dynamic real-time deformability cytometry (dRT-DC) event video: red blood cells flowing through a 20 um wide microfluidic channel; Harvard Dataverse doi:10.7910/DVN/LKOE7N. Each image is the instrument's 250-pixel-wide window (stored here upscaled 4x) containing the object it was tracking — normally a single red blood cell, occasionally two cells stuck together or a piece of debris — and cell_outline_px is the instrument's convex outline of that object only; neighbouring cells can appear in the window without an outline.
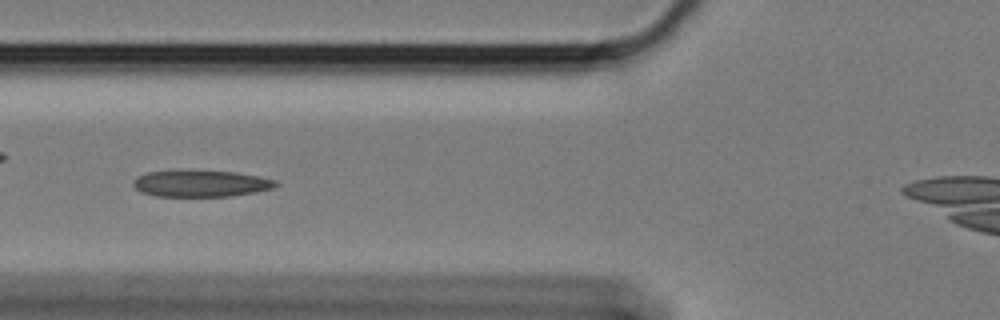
{"species": "Egyptian fruit bat (a non-hibernating species)", "species_latin": "Rousettus aegyptiacus", "temperature_condition": "cold", "stored_images_in_passage": 41, "camera_frame_rate_fps": 3000, "um_per_image_px": 0.085, "animal": {"sex": "female"}, "frame": {"image": 1, "passage_image": 16, "time_ms": 5.0, "image_size_px": [1000, 320], "cell_outline_px": [[280, 184], [272, 188], [256, 192], [228, 196], [156, 196], [140, 192], [132, 184], [132, 180], [136, 176], [148, 172], [172, 168], [180, 168], [236, 172], [276, 180]], "centroid_in_image_um": [16.99, 15.55], "position_along_channel_um": 108.8, "area_um2": 22.89}}
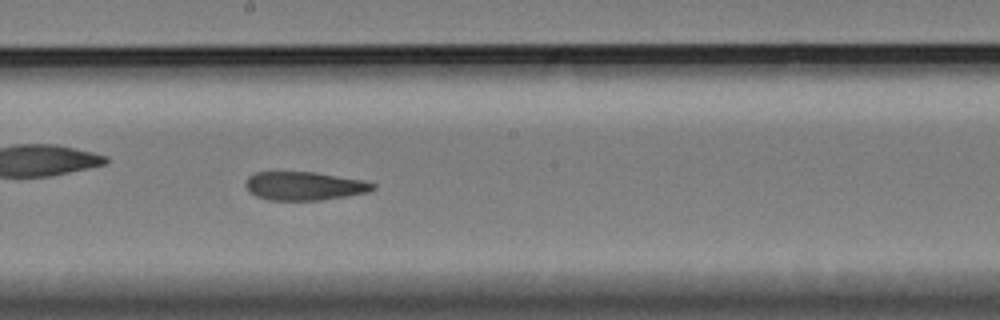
{"frame": {"image": 2, "passage_image": 26, "time_ms": 8.333, "image_size_px": [1000, 320], "cell_outline_px": [[376, 188], [368, 192], [348, 196], [324, 200], [268, 200], [256, 196], [248, 192], [244, 184], [248, 176], [256, 172], [316, 172], [360, 180], [376, 184]], "centroid_in_image_um": [25.84, 15.81], "position_along_channel_um": 222.4, "area_um2": 21.27}}
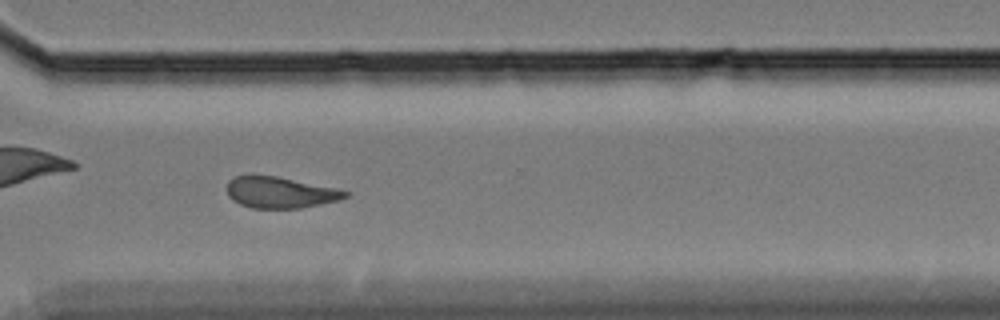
{"frame": {"image": 3, "passage_image": 37, "time_ms": 12.0, "image_size_px": [1000, 320], "cell_outline_px": [[348, 196], [340, 200], [300, 208], [252, 208], [240, 204], [232, 200], [228, 196], [228, 180], [236, 176], [252, 172], [276, 176], [336, 188], [348, 192]], "centroid_in_image_um": [23.76, 16.33], "position_along_channel_um": 346.8, "area_um2": 21.85}, "authors_computed_cell_mechanics": {"area_um2": 22.542, "velocity_mm_per_s": 3.3983, "shape_relaxation_time_tau1_ms": null, "shape_relaxation_time_tau2_ms": 4.8778, "deformation_change_tau1": null, "deformation_change_tau2": 0.1358}}